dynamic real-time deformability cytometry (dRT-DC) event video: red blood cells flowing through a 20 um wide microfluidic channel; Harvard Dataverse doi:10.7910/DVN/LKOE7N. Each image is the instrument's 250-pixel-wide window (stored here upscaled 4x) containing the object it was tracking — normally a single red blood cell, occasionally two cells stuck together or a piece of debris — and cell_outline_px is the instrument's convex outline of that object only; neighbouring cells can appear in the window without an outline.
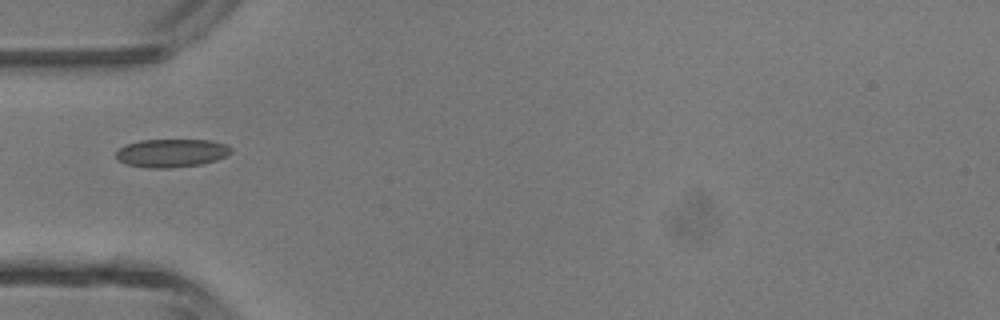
{"species": "common noctule bat (a hibernating species)", "species_latin": "Nyctalus noctula", "temperature_condition": "room temperature", "stored_images_in_passage": 2, "camera_frame_rate_fps": 3000, "um_per_image_px": 0.085, "animal": {"sex": "male", "body_mass_g": 13.3}, "frame": {"image": 1, "passage_image": 1, "time_ms": 0.0, "image_size_px": [1000, 320], "cell_outline_px": [[232, 152], [228, 156], [216, 160], [200, 164], [168, 168], [148, 168], [124, 164], [116, 160], [116, 152], [124, 144], [140, 140], [212, 140], [224, 144], [232, 148]], "centroid_in_image_um": [14.55, 13.01], "position_along_channel_um": 70.4, "area_um2": 19.13}}
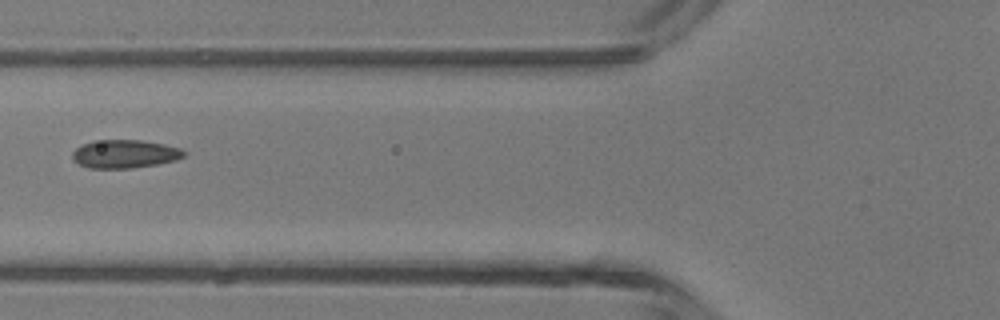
{"frame": {"image": 2, "passage_image": 2, "time_ms": 0.333, "image_size_px": [1000, 320], "cell_outline_px": [[188, 152], [184, 156], [176, 160], [156, 164], [132, 168], [88, 168], [72, 160], [72, 152], [76, 148], [92, 140], [144, 140], [164, 144], [180, 148]], "centroid_in_image_um": [10.61, 13.08], "position_along_channel_um": 115.2, "area_um2": 18.5}}